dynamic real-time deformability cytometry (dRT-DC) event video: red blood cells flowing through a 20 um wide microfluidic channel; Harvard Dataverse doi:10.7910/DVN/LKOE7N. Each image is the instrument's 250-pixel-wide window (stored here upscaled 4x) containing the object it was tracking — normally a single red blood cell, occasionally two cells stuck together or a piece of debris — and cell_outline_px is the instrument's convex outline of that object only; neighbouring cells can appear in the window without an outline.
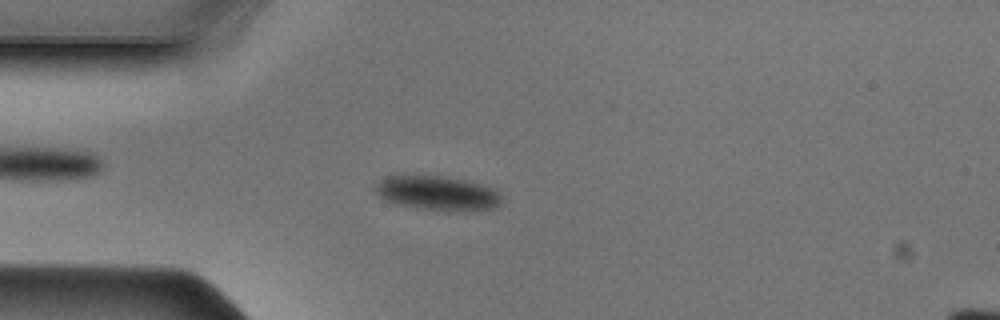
{"species": "Egyptian fruit bat (a non-hibernating species)", "species_latin": "Rousettus aegyptiacus", "temperature_condition": "cold", "stored_images_in_passage": 46, "camera_frame_rate_fps": 3000, "um_per_image_px": 0.085, "animal": {"sex": "male"}, "frame": {"image": 1, "passage_image": 11, "time_ms": 3.333, "image_size_px": [1000, 320], "cell_outline_px": [[500, 204], [492, 208], [424, 208], [400, 204], [388, 200], [380, 196], [372, 188], [380, 180], [396, 172], [404, 172], [448, 176], [468, 180], [484, 184], [496, 188], [500, 196]], "centroid_in_image_um": [37.09, 16.28], "position_along_channel_um": 47.9, "area_um2": 25.2}}
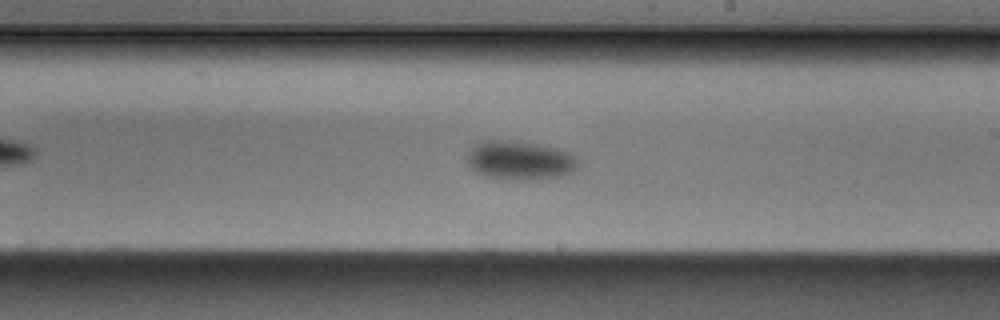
{"frame": {"image": 2, "passage_image": 26, "time_ms": 8.333, "image_size_px": [1000, 320], "cell_outline_px": [[580, 168], [564, 176], [488, 176], [472, 168], [468, 164], [468, 156], [472, 148], [488, 140], [496, 140], [536, 144], [556, 148], [572, 152], [576, 156]], "centroid_in_image_um": [44.3, 13.57], "position_along_channel_um": 244.7, "area_um2": 23.47}}
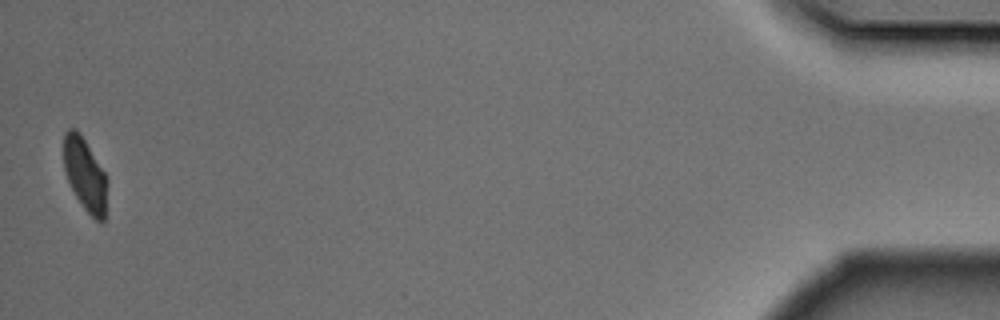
{"frame": {"image": 3, "passage_image": 46, "time_ms": 15.0, "image_size_px": [1000, 320], "cell_outline_px": [[108, 180], [104, 220], [96, 220], [84, 208], [76, 196], [68, 180], [64, 168], [64, 132], [68, 128], [76, 128], [80, 132], [104, 172]], "centroid_in_image_um": [7.23, 14.8], "position_along_channel_um": 428.0, "area_um2": 18.26}}